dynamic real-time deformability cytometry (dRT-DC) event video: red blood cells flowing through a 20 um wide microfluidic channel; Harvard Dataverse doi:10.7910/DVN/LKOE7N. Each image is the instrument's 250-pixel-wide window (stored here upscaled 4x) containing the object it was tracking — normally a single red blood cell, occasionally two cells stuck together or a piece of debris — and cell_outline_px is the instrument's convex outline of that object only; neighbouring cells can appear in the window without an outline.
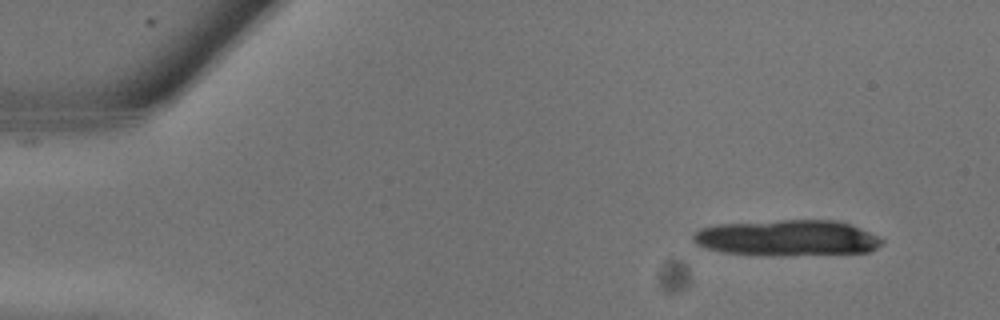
{"species": "common noctule bat (a hibernating species)", "species_latin": "Nyctalus noctula", "temperature_condition": "warm", "stored_images_in_passage": 16, "camera_frame_rate_fps": 3000, "um_per_image_px": 0.085, "animal": {"sex": "male", "body_mass_g": 13.3}, "frame": {"image": 1, "passage_image": 1, "time_ms": 0.0, "image_size_px": [1000, 320], "cell_outline_px": [[884, 240], [876, 248], [868, 252], [784, 256], [772, 256], [720, 252], [704, 248], [696, 244], [692, 240], [692, 232], [700, 228], [716, 224], [780, 220], [840, 220], [852, 224]], "centroid_in_image_um": [66.85, 20.23], "position_along_channel_um": 18.2, "area_um2": 40.11}}
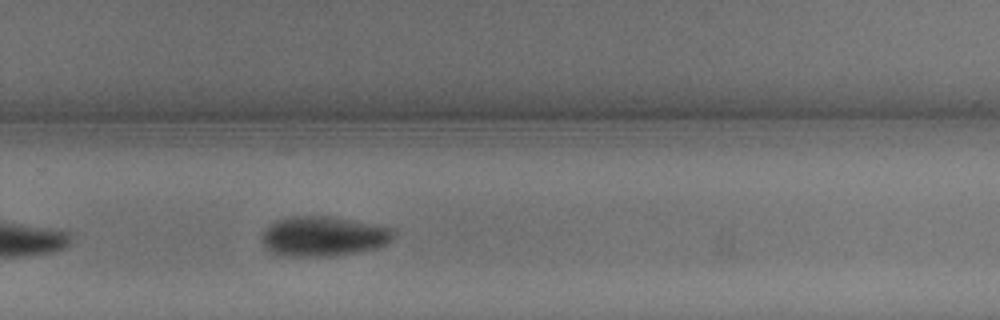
{"frame": {"image": 2, "passage_image": 16, "time_ms": 5.0, "image_size_px": [1000, 320], "cell_outline_px": [[396, 232], [392, 240], [388, 244], [376, 248], [360, 252], [332, 256], [284, 256], [272, 252], [264, 248], [260, 240], [260, 236], [276, 220], [288, 216], [332, 216], [376, 224], [396, 228]], "centroid_in_image_um": [27.53, 20.08], "position_along_channel_um": 302.3, "area_um2": 31.21}}